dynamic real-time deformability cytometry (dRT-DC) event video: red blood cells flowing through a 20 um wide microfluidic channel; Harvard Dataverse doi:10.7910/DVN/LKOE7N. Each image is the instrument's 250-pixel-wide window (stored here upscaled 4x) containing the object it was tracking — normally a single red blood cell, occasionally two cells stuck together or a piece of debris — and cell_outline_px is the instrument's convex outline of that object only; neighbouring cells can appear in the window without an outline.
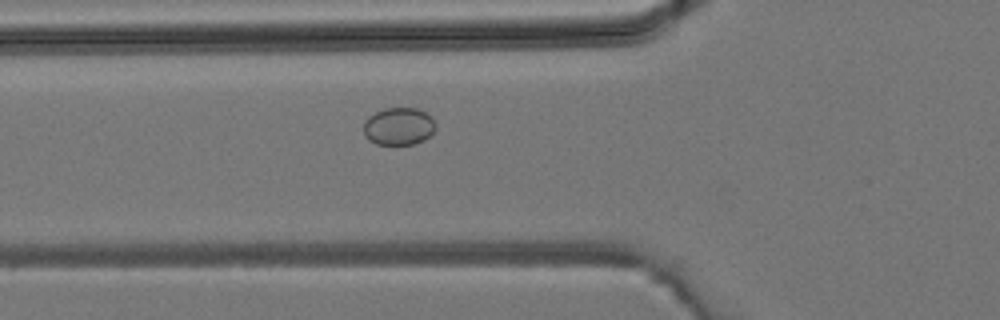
{"species": "common noctule bat (a hibernating species)", "species_latin": "Nyctalus noctula", "temperature_condition": "room temperature", "stored_images_in_passage": 31, "camera_frame_rate_fps": 3000, "um_per_image_px": 0.085, "animal": {"sex": "male", "body_mass_g": 19.2, "forearm_length_mm": 51.8}, "frame": {"image": 1, "passage_image": 6, "time_ms": 1.667, "image_size_px": [1000, 320], "cell_outline_px": [[436, 128], [424, 140], [412, 144], [376, 144], [368, 140], [364, 136], [364, 120], [368, 116], [384, 108], [416, 108], [432, 116], [436, 124]], "centroid_in_image_um": [33.88, 10.73], "position_along_channel_um": 91.9, "area_um2": 15.84}}
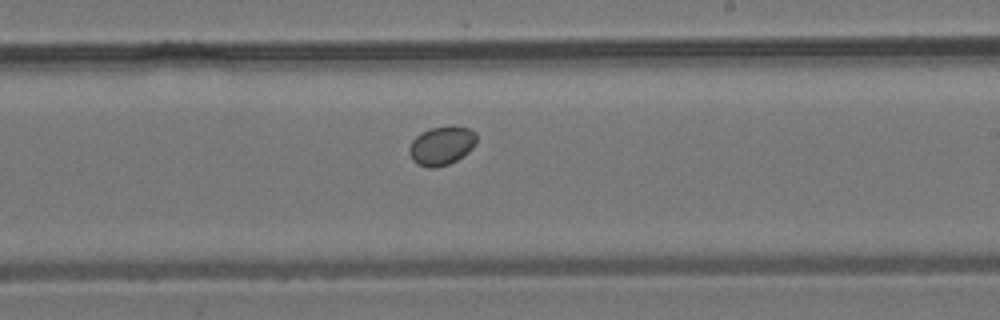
{"frame": {"image": 2, "passage_image": 16, "time_ms": 5.0, "image_size_px": [1000, 320], "cell_outline_px": [[476, 144], [468, 152], [456, 160], [448, 164], [436, 168], [428, 168], [416, 164], [412, 160], [408, 152], [408, 148], [412, 140], [420, 132], [428, 128], [472, 128], [476, 132]], "centroid_in_image_um": [37.5, 12.41], "position_along_channel_um": 251.5, "area_um2": 15.14}}
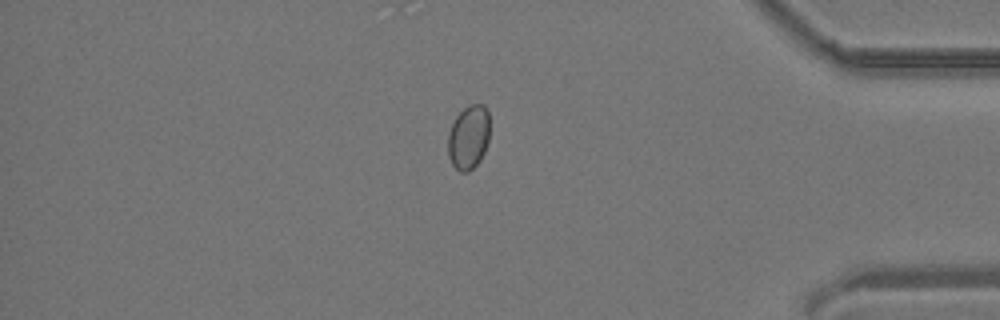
{"frame": {"image": 3, "passage_image": 27, "time_ms": 8.667, "image_size_px": [1000, 320], "cell_outline_px": [[488, 140], [484, 152], [480, 160], [468, 172], [460, 172], [452, 164], [448, 156], [448, 132], [456, 116], [468, 104], [484, 104], [488, 112]], "centroid_in_image_um": [39.81, 11.66], "position_along_channel_um": 395.4, "area_um2": 15.55}}